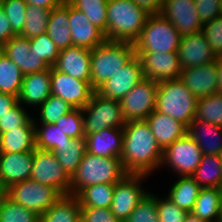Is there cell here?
<instances>
[{"label":"cell","mask_w":222,"mask_h":222,"mask_svg":"<svg viewBox=\"0 0 222 222\" xmlns=\"http://www.w3.org/2000/svg\"><path fill=\"white\" fill-rule=\"evenodd\" d=\"M25 2L28 5L33 4L37 7H42V8L52 10L60 6L64 2V0H25Z\"/></svg>","instance_id":"11a10c76"},{"label":"cell","mask_w":222,"mask_h":222,"mask_svg":"<svg viewBox=\"0 0 222 222\" xmlns=\"http://www.w3.org/2000/svg\"><path fill=\"white\" fill-rule=\"evenodd\" d=\"M194 4L203 24L222 15L221 0H194Z\"/></svg>","instance_id":"681fc988"},{"label":"cell","mask_w":222,"mask_h":222,"mask_svg":"<svg viewBox=\"0 0 222 222\" xmlns=\"http://www.w3.org/2000/svg\"><path fill=\"white\" fill-rule=\"evenodd\" d=\"M182 35L162 14H151L134 42L135 53L177 52Z\"/></svg>","instance_id":"8992f818"},{"label":"cell","mask_w":222,"mask_h":222,"mask_svg":"<svg viewBox=\"0 0 222 222\" xmlns=\"http://www.w3.org/2000/svg\"><path fill=\"white\" fill-rule=\"evenodd\" d=\"M187 134L198 144L203 154L222 155V126L194 119L187 126Z\"/></svg>","instance_id":"484cf974"},{"label":"cell","mask_w":222,"mask_h":222,"mask_svg":"<svg viewBox=\"0 0 222 222\" xmlns=\"http://www.w3.org/2000/svg\"><path fill=\"white\" fill-rule=\"evenodd\" d=\"M182 35L201 32L203 23L196 12L194 0H164L160 12Z\"/></svg>","instance_id":"9a60e30c"},{"label":"cell","mask_w":222,"mask_h":222,"mask_svg":"<svg viewBox=\"0 0 222 222\" xmlns=\"http://www.w3.org/2000/svg\"><path fill=\"white\" fill-rule=\"evenodd\" d=\"M34 151L0 152V187L5 191L13 184L30 179Z\"/></svg>","instance_id":"ac0fdd59"},{"label":"cell","mask_w":222,"mask_h":222,"mask_svg":"<svg viewBox=\"0 0 222 222\" xmlns=\"http://www.w3.org/2000/svg\"><path fill=\"white\" fill-rule=\"evenodd\" d=\"M94 92L88 81L74 78L51 67V94L61 97L73 108H84Z\"/></svg>","instance_id":"4fadbf2b"},{"label":"cell","mask_w":222,"mask_h":222,"mask_svg":"<svg viewBox=\"0 0 222 222\" xmlns=\"http://www.w3.org/2000/svg\"><path fill=\"white\" fill-rule=\"evenodd\" d=\"M145 177L147 178V175L126 174L120 181L115 183L110 210L121 222H125L148 193L140 185V182L145 180Z\"/></svg>","instance_id":"7c38bea8"},{"label":"cell","mask_w":222,"mask_h":222,"mask_svg":"<svg viewBox=\"0 0 222 222\" xmlns=\"http://www.w3.org/2000/svg\"><path fill=\"white\" fill-rule=\"evenodd\" d=\"M14 36L16 34L13 32L11 23L0 5V48Z\"/></svg>","instance_id":"816d5d0a"},{"label":"cell","mask_w":222,"mask_h":222,"mask_svg":"<svg viewBox=\"0 0 222 222\" xmlns=\"http://www.w3.org/2000/svg\"><path fill=\"white\" fill-rule=\"evenodd\" d=\"M4 194L14 203L34 211L39 216L62 197L55 188L32 179L11 185Z\"/></svg>","instance_id":"ba28073f"},{"label":"cell","mask_w":222,"mask_h":222,"mask_svg":"<svg viewBox=\"0 0 222 222\" xmlns=\"http://www.w3.org/2000/svg\"><path fill=\"white\" fill-rule=\"evenodd\" d=\"M115 184L102 183L83 188L76 197L81 207H111Z\"/></svg>","instance_id":"836d02e7"},{"label":"cell","mask_w":222,"mask_h":222,"mask_svg":"<svg viewBox=\"0 0 222 222\" xmlns=\"http://www.w3.org/2000/svg\"><path fill=\"white\" fill-rule=\"evenodd\" d=\"M32 119L24 107L17 102L8 110V113L0 118V134L10 131V129H19V127L27 125Z\"/></svg>","instance_id":"bcb514c9"},{"label":"cell","mask_w":222,"mask_h":222,"mask_svg":"<svg viewBox=\"0 0 222 222\" xmlns=\"http://www.w3.org/2000/svg\"><path fill=\"white\" fill-rule=\"evenodd\" d=\"M201 32L217 57L222 56V15L203 24Z\"/></svg>","instance_id":"7dc6e473"},{"label":"cell","mask_w":222,"mask_h":222,"mask_svg":"<svg viewBox=\"0 0 222 222\" xmlns=\"http://www.w3.org/2000/svg\"><path fill=\"white\" fill-rule=\"evenodd\" d=\"M123 130L120 159L125 172L150 175L161 166L163 150L157 144L148 123L145 120L128 121Z\"/></svg>","instance_id":"6da1fadb"},{"label":"cell","mask_w":222,"mask_h":222,"mask_svg":"<svg viewBox=\"0 0 222 222\" xmlns=\"http://www.w3.org/2000/svg\"><path fill=\"white\" fill-rule=\"evenodd\" d=\"M30 48V39L16 35L0 50L20 68L23 75L38 73L50 68L42 59H38Z\"/></svg>","instance_id":"44dd1931"},{"label":"cell","mask_w":222,"mask_h":222,"mask_svg":"<svg viewBox=\"0 0 222 222\" xmlns=\"http://www.w3.org/2000/svg\"><path fill=\"white\" fill-rule=\"evenodd\" d=\"M149 15L133 0H108L106 40L134 43Z\"/></svg>","instance_id":"7a4b0ae2"},{"label":"cell","mask_w":222,"mask_h":222,"mask_svg":"<svg viewBox=\"0 0 222 222\" xmlns=\"http://www.w3.org/2000/svg\"><path fill=\"white\" fill-rule=\"evenodd\" d=\"M133 1L150 15L160 13L164 3V0H133Z\"/></svg>","instance_id":"f5cc1de1"},{"label":"cell","mask_w":222,"mask_h":222,"mask_svg":"<svg viewBox=\"0 0 222 222\" xmlns=\"http://www.w3.org/2000/svg\"><path fill=\"white\" fill-rule=\"evenodd\" d=\"M39 107V123L49 124H55L62 116L74 109L61 97L52 94Z\"/></svg>","instance_id":"60d3db41"},{"label":"cell","mask_w":222,"mask_h":222,"mask_svg":"<svg viewBox=\"0 0 222 222\" xmlns=\"http://www.w3.org/2000/svg\"><path fill=\"white\" fill-rule=\"evenodd\" d=\"M0 5L9 19L12 30L19 35L24 28L27 3L25 0H1Z\"/></svg>","instance_id":"f6af8a7d"},{"label":"cell","mask_w":222,"mask_h":222,"mask_svg":"<svg viewBox=\"0 0 222 222\" xmlns=\"http://www.w3.org/2000/svg\"><path fill=\"white\" fill-rule=\"evenodd\" d=\"M4 194V191L2 190V188L0 187V198L1 196Z\"/></svg>","instance_id":"91938a15"},{"label":"cell","mask_w":222,"mask_h":222,"mask_svg":"<svg viewBox=\"0 0 222 222\" xmlns=\"http://www.w3.org/2000/svg\"><path fill=\"white\" fill-rule=\"evenodd\" d=\"M23 76L20 68L0 50V92L18 97Z\"/></svg>","instance_id":"e575fe53"},{"label":"cell","mask_w":222,"mask_h":222,"mask_svg":"<svg viewBox=\"0 0 222 222\" xmlns=\"http://www.w3.org/2000/svg\"><path fill=\"white\" fill-rule=\"evenodd\" d=\"M38 128L35 123L36 148L44 151H52L60 149V146L69 143L72 139L68 137L55 124L41 123Z\"/></svg>","instance_id":"8d00e7d4"},{"label":"cell","mask_w":222,"mask_h":222,"mask_svg":"<svg viewBox=\"0 0 222 222\" xmlns=\"http://www.w3.org/2000/svg\"><path fill=\"white\" fill-rule=\"evenodd\" d=\"M69 26L73 46L95 48L106 41L104 32L91 23L90 19L69 3Z\"/></svg>","instance_id":"ffe728a7"},{"label":"cell","mask_w":222,"mask_h":222,"mask_svg":"<svg viewBox=\"0 0 222 222\" xmlns=\"http://www.w3.org/2000/svg\"><path fill=\"white\" fill-rule=\"evenodd\" d=\"M82 222H121L109 208L81 207Z\"/></svg>","instance_id":"f907efd6"},{"label":"cell","mask_w":222,"mask_h":222,"mask_svg":"<svg viewBox=\"0 0 222 222\" xmlns=\"http://www.w3.org/2000/svg\"><path fill=\"white\" fill-rule=\"evenodd\" d=\"M30 179L55 188L62 196L70 195V177L52 151L34 149Z\"/></svg>","instance_id":"9c48e42d"},{"label":"cell","mask_w":222,"mask_h":222,"mask_svg":"<svg viewBox=\"0 0 222 222\" xmlns=\"http://www.w3.org/2000/svg\"><path fill=\"white\" fill-rule=\"evenodd\" d=\"M123 128H108L87 134L86 152L100 157L120 158L123 150Z\"/></svg>","instance_id":"603a6c76"},{"label":"cell","mask_w":222,"mask_h":222,"mask_svg":"<svg viewBox=\"0 0 222 222\" xmlns=\"http://www.w3.org/2000/svg\"><path fill=\"white\" fill-rule=\"evenodd\" d=\"M218 63V93L222 94V56L217 58Z\"/></svg>","instance_id":"9f6ffc18"},{"label":"cell","mask_w":222,"mask_h":222,"mask_svg":"<svg viewBox=\"0 0 222 222\" xmlns=\"http://www.w3.org/2000/svg\"><path fill=\"white\" fill-rule=\"evenodd\" d=\"M218 222H222V208H221V212H220V218Z\"/></svg>","instance_id":"680465c9"},{"label":"cell","mask_w":222,"mask_h":222,"mask_svg":"<svg viewBox=\"0 0 222 222\" xmlns=\"http://www.w3.org/2000/svg\"><path fill=\"white\" fill-rule=\"evenodd\" d=\"M177 53L182 68L197 67L218 58L202 32L182 36Z\"/></svg>","instance_id":"d6986e66"},{"label":"cell","mask_w":222,"mask_h":222,"mask_svg":"<svg viewBox=\"0 0 222 222\" xmlns=\"http://www.w3.org/2000/svg\"><path fill=\"white\" fill-rule=\"evenodd\" d=\"M69 2H64L51 10L47 26V34L59 50L73 46L69 26Z\"/></svg>","instance_id":"83f0119b"},{"label":"cell","mask_w":222,"mask_h":222,"mask_svg":"<svg viewBox=\"0 0 222 222\" xmlns=\"http://www.w3.org/2000/svg\"><path fill=\"white\" fill-rule=\"evenodd\" d=\"M141 61L144 78L156 82L177 79L182 67L177 52L135 53Z\"/></svg>","instance_id":"2e32d148"},{"label":"cell","mask_w":222,"mask_h":222,"mask_svg":"<svg viewBox=\"0 0 222 222\" xmlns=\"http://www.w3.org/2000/svg\"><path fill=\"white\" fill-rule=\"evenodd\" d=\"M125 222H159L156 196L148 192Z\"/></svg>","instance_id":"ee69618b"},{"label":"cell","mask_w":222,"mask_h":222,"mask_svg":"<svg viewBox=\"0 0 222 222\" xmlns=\"http://www.w3.org/2000/svg\"><path fill=\"white\" fill-rule=\"evenodd\" d=\"M52 152L64 171L71 178L85 155L86 139L85 137L71 139L69 143L60 146V149H53Z\"/></svg>","instance_id":"d6a6232c"},{"label":"cell","mask_w":222,"mask_h":222,"mask_svg":"<svg viewBox=\"0 0 222 222\" xmlns=\"http://www.w3.org/2000/svg\"><path fill=\"white\" fill-rule=\"evenodd\" d=\"M145 121L162 150L187 134V126L170 116L154 110Z\"/></svg>","instance_id":"d4e9b609"},{"label":"cell","mask_w":222,"mask_h":222,"mask_svg":"<svg viewBox=\"0 0 222 222\" xmlns=\"http://www.w3.org/2000/svg\"><path fill=\"white\" fill-rule=\"evenodd\" d=\"M126 174L120 158L100 157L85 152L70 178V195L76 196L83 188L95 184H115Z\"/></svg>","instance_id":"3957f363"},{"label":"cell","mask_w":222,"mask_h":222,"mask_svg":"<svg viewBox=\"0 0 222 222\" xmlns=\"http://www.w3.org/2000/svg\"><path fill=\"white\" fill-rule=\"evenodd\" d=\"M55 125L72 139L85 137L83 112L81 108L72 109L70 112L62 116Z\"/></svg>","instance_id":"7bdbcfd3"},{"label":"cell","mask_w":222,"mask_h":222,"mask_svg":"<svg viewBox=\"0 0 222 222\" xmlns=\"http://www.w3.org/2000/svg\"><path fill=\"white\" fill-rule=\"evenodd\" d=\"M157 87L158 82L144 78L120 100L126 122L145 120L156 109Z\"/></svg>","instance_id":"30bf717a"},{"label":"cell","mask_w":222,"mask_h":222,"mask_svg":"<svg viewBox=\"0 0 222 222\" xmlns=\"http://www.w3.org/2000/svg\"><path fill=\"white\" fill-rule=\"evenodd\" d=\"M202 155L198 144L186 134L163 150L161 165L169 164L180 176H191L199 166Z\"/></svg>","instance_id":"8fae6325"},{"label":"cell","mask_w":222,"mask_h":222,"mask_svg":"<svg viewBox=\"0 0 222 222\" xmlns=\"http://www.w3.org/2000/svg\"><path fill=\"white\" fill-rule=\"evenodd\" d=\"M184 222H207V221L194 216L192 213H188L184 219Z\"/></svg>","instance_id":"6f0895ef"},{"label":"cell","mask_w":222,"mask_h":222,"mask_svg":"<svg viewBox=\"0 0 222 222\" xmlns=\"http://www.w3.org/2000/svg\"><path fill=\"white\" fill-rule=\"evenodd\" d=\"M30 47V51H32L38 59H42L49 67H53L57 62L60 50L52 42L47 33L30 39Z\"/></svg>","instance_id":"b9f144b4"},{"label":"cell","mask_w":222,"mask_h":222,"mask_svg":"<svg viewBox=\"0 0 222 222\" xmlns=\"http://www.w3.org/2000/svg\"><path fill=\"white\" fill-rule=\"evenodd\" d=\"M35 119L19 129L0 134V152L21 153L31 152L36 148Z\"/></svg>","instance_id":"4316f807"},{"label":"cell","mask_w":222,"mask_h":222,"mask_svg":"<svg viewBox=\"0 0 222 222\" xmlns=\"http://www.w3.org/2000/svg\"><path fill=\"white\" fill-rule=\"evenodd\" d=\"M53 68L91 84V50L78 46L60 50Z\"/></svg>","instance_id":"7402d4cb"},{"label":"cell","mask_w":222,"mask_h":222,"mask_svg":"<svg viewBox=\"0 0 222 222\" xmlns=\"http://www.w3.org/2000/svg\"><path fill=\"white\" fill-rule=\"evenodd\" d=\"M51 10L37 7L33 4L27 5L25 23L20 36L33 39L40 34L47 33V26Z\"/></svg>","instance_id":"d590c367"},{"label":"cell","mask_w":222,"mask_h":222,"mask_svg":"<svg viewBox=\"0 0 222 222\" xmlns=\"http://www.w3.org/2000/svg\"><path fill=\"white\" fill-rule=\"evenodd\" d=\"M156 208L159 222H184L188 212L175 205L168 197L159 199L156 197Z\"/></svg>","instance_id":"c3c4849f"},{"label":"cell","mask_w":222,"mask_h":222,"mask_svg":"<svg viewBox=\"0 0 222 222\" xmlns=\"http://www.w3.org/2000/svg\"><path fill=\"white\" fill-rule=\"evenodd\" d=\"M179 79L197 99L218 93V63L182 68Z\"/></svg>","instance_id":"e0dca14e"},{"label":"cell","mask_w":222,"mask_h":222,"mask_svg":"<svg viewBox=\"0 0 222 222\" xmlns=\"http://www.w3.org/2000/svg\"><path fill=\"white\" fill-rule=\"evenodd\" d=\"M135 56L134 43L106 40L91 49V86L96 91Z\"/></svg>","instance_id":"277c9868"},{"label":"cell","mask_w":222,"mask_h":222,"mask_svg":"<svg viewBox=\"0 0 222 222\" xmlns=\"http://www.w3.org/2000/svg\"><path fill=\"white\" fill-rule=\"evenodd\" d=\"M73 7L82 11L103 32L107 28L108 0H67Z\"/></svg>","instance_id":"f35d334b"},{"label":"cell","mask_w":222,"mask_h":222,"mask_svg":"<svg viewBox=\"0 0 222 222\" xmlns=\"http://www.w3.org/2000/svg\"><path fill=\"white\" fill-rule=\"evenodd\" d=\"M81 206L78 198L64 195L40 216V222H80Z\"/></svg>","instance_id":"f1b7e54d"},{"label":"cell","mask_w":222,"mask_h":222,"mask_svg":"<svg viewBox=\"0 0 222 222\" xmlns=\"http://www.w3.org/2000/svg\"><path fill=\"white\" fill-rule=\"evenodd\" d=\"M51 95V67L23 76L18 103L40 106Z\"/></svg>","instance_id":"cb8c5ba5"},{"label":"cell","mask_w":222,"mask_h":222,"mask_svg":"<svg viewBox=\"0 0 222 222\" xmlns=\"http://www.w3.org/2000/svg\"><path fill=\"white\" fill-rule=\"evenodd\" d=\"M194 119L222 126V94L198 98Z\"/></svg>","instance_id":"74e56055"},{"label":"cell","mask_w":222,"mask_h":222,"mask_svg":"<svg viewBox=\"0 0 222 222\" xmlns=\"http://www.w3.org/2000/svg\"><path fill=\"white\" fill-rule=\"evenodd\" d=\"M17 102V96L0 92V118L5 113H8V110H10Z\"/></svg>","instance_id":"db71d44e"},{"label":"cell","mask_w":222,"mask_h":222,"mask_svg":"<svg viewBox=\"0 0 222 222\" xmlns=\"http://www.w3.org/2000/svg\"><path fill=\"white\" fill-rule=\"evenodd\" d=\"M144 79L139 57L135 55L122 69H119L96 92L108 99L120 101L130 90Z\"/></svg>","instance_id":"5bb4252c"},{"label":"cell","mask_w":222,"mask_h":222,"mask_svg":"<svg viewBox=\"0 0 222 222\" xmlns=\"http://www.w3.org/2000/svg\"><path fill=\"white\" fill-rule=\"evenodd\" d=\"M201 189L191 176H180L167 197L179 208L191 213Z\"/></svg>","instance_id":"1f68e13d"},{"label":"cell","mask_w":222,"mask_h":222,"mask_svg":"<svg viewBox=\"0 0 222 222\" xmlns=\"http://www.w3.org/2000/svg\"><path fill=\"white\" fill-rule=\"evenodd\" d=\"M197 98L179 79L158 82L156 111L188 126L195 118Z\"/></svg>","instance_id":"5b68a950"},{"label":"cell","mask_w":222,"mask_h":222,"mask_svg":"<svg viewBox=\"0 0 222 222\" xmlns=\"http://www.w3.org/2000/svg\"><path fill=\"white\" fill-rule=\"evenodd\" d=\"M191 177L201 188H222V156L203 154Z\"/></svg>","instance_id":"f546056e"},{"label":"cell","mask_w":222,"mask_h":222,"mask_svg":"<svg viewBox=\"0 0 222 222\" xmlns=\"http://www.w3.org/2000/svg\"><path fill=\"white\" fill-rule=\"evenodd\" d=\"M82 112L85 136L108 128H123L126 124L120 101L103 97L96 91Z\"/></svg>","instance_id":"52a82bcc"},{"label":"cell","mask_w":222,"mask_h":222,"mask_svg":"<svg viewBox=\"0 0 222 222\" xmlns=\"http://www.w3.org/2000/svg\"><path fill=\"white\" fill-rule=\"evenodd\" d=\"M40 216L34 211L14 203L5 194L0 198V222H39Z\"/></svg>","instance_id":"ab89813d"},{"label":"cell","mask_w":222,"mask_h":222,"mask_svg":"<svg viewBox=\"0 0 222 222\" xmlns=\"http://www.w3.org/2000/svg\"><path fill=\"white\" fill-rule=\"evenodd\" d=\"M221 208L222 188H202L191 213L207 222H218Z\"/></svg>","instance_id":"4dcf8cb0"}]
</instances>
